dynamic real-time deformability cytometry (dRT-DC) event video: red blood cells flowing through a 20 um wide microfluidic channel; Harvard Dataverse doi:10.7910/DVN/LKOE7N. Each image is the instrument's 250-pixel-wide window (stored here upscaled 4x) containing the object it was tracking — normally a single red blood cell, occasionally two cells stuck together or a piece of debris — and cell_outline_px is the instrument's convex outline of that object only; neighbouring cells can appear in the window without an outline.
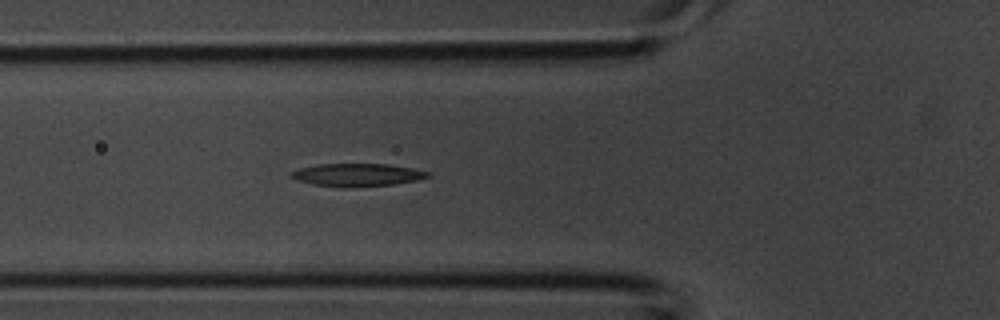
{"species": "common noctule bat (a hibernating species)", "species_latin": "Nyctalus noctula", "temperature_condition": "room temperature", "stored_images_in_passage": 30, "camera_frame_rate_fps": 3000, "um_per_image_px": 0.085, "animal": {"sex": "male", "body_mass_g": 20.1, "forearm_length_mm": 53.5}, "frame": {"image": 1, "passage_image": 6, "time_ms": 1.667, "image_size_px": [1000, 320], "cell_outline_px": [[432, 176], [416, 180], [392, 184], [344, 188], [312, 184], [296, 180], [288, 176], [292, 172], [300, 168], [320, 164], [388, 164], [412, 168], [432, 172]], "centroid_in_image_um": [30.37, 14.87], "position_along_channel_um": 95.4, "area_um2": 18.21}}
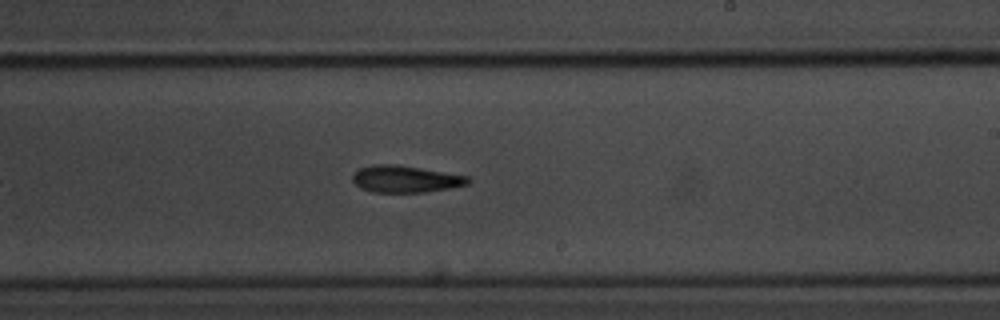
{"frame": {"image": 2, "passage_image": 15, "time_ms": 4.667, "image_size_px": [1000, 320], "cell_outline_px": [[472, 180], [468, 184], [448, 188], [424, 192], [372, 192], [360, 188], [352, 180], [352, 176], [360, 168], [372, 164], [400, 164], [468, 176]], "centroid_in_image_um": [34.46, 15.2], "position_along_channel_um": 254.5, "area_um2": 18.15}}
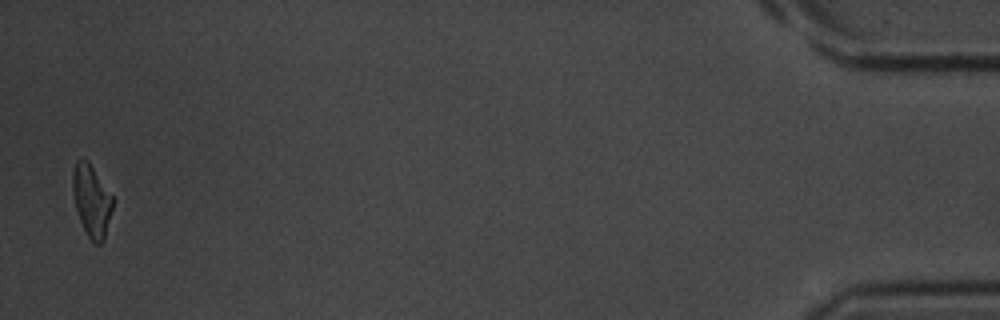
{"frame": {"image": 3, "passage_image": 30, "time_ms": 9.667, "image_size_px": [1000, 320], "cell_outline_px": [[112, 208], [104, 240], [100, 244], [96, 244], [88, 236], [80, 220], [76, 208], [72, 188], [72, 172], [76, 160], [88, 160], [112, 196]], "centroid_in_image_um": [7.77, 17.04], "position_along_channel_um": 427.4, "area_um2": 16.42}}